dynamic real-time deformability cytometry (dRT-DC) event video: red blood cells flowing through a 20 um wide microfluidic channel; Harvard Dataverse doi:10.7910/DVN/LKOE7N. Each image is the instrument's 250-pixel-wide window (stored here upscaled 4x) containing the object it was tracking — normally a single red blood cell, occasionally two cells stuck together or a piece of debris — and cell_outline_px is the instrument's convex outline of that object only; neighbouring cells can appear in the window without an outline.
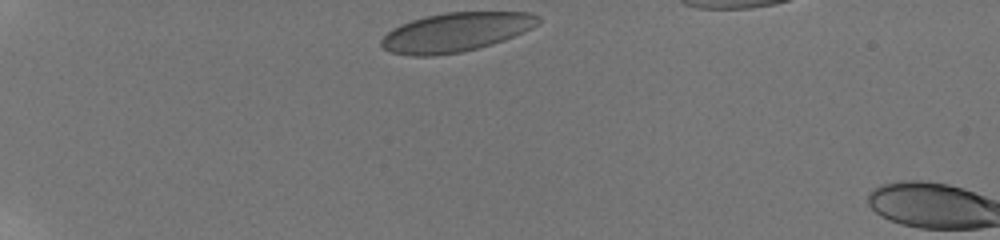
{"species": "human", "species_latin": "Homo sapiens", "temperature_condition": "room temperature", "stored_images_in_passage": 6, "camera_frame_rate_fps": 3000, "um_per_image_px": 0.085, "donor": {"sex": "male"}, "frame": {"image": 1, "passage_image": 1, "time_ms": 0.0, "image_size_px": [1000, 240], "cell_outline_px": [[540, 20], [532, 28], [524, 32], [504, 40], [492, 44], [460, 52], [432, 56], [408, 56], [392, 52], [384, 48], [380, 44], [380, 40], [392, 28], [400, 24], [424, 16], [444, 12], [528, 12], [540, 16]], "centroid_in_image_um": [38.73, 2.73], "position_along_channel_um": 46.3, "area_um2": 35.72}}